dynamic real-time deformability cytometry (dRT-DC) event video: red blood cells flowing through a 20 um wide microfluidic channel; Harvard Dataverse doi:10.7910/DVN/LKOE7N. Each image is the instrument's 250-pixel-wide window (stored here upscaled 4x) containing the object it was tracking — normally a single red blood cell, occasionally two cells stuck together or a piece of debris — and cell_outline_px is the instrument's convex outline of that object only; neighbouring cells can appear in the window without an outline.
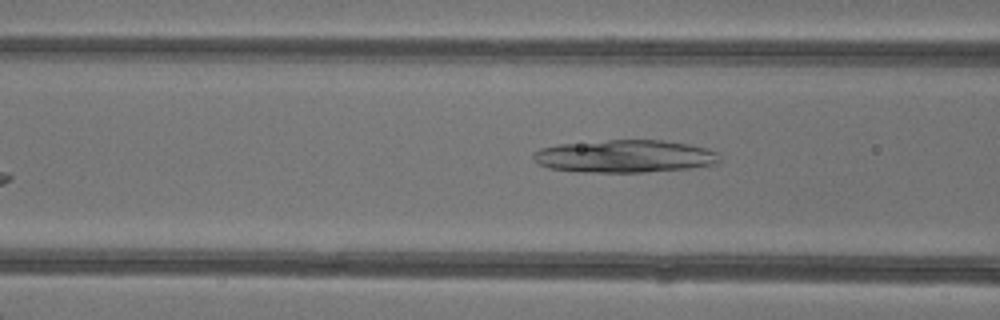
{"species": "common noctule bat (a hibernating species)", "species_latin": "Nyctalus noctula", "temperature_condition": "warm", "stored_images_in_passage": 4, "camera_frame_rate_fps": 3000, "um_per_image_px": 0.085, "animal": {"sex": "female"}, "frame": {"image": 1, "passage_image": 4, "time_ms": 3.667, "image_size_px": [1000, 320], "cell_outline_px": [[720, 164], [688, 168], [644, 172], [584, 172], [548, 168], [540, 164], [532, 156], [540, 148], [560, 144], [608, 140], [660, 140], [688, 144], [708, 148], [716, 152], [720, 160]], "centroid_in_image_um": [53.14, 13.28], "position_along_channel_um": 113.5, "area_um2": 35.32}}